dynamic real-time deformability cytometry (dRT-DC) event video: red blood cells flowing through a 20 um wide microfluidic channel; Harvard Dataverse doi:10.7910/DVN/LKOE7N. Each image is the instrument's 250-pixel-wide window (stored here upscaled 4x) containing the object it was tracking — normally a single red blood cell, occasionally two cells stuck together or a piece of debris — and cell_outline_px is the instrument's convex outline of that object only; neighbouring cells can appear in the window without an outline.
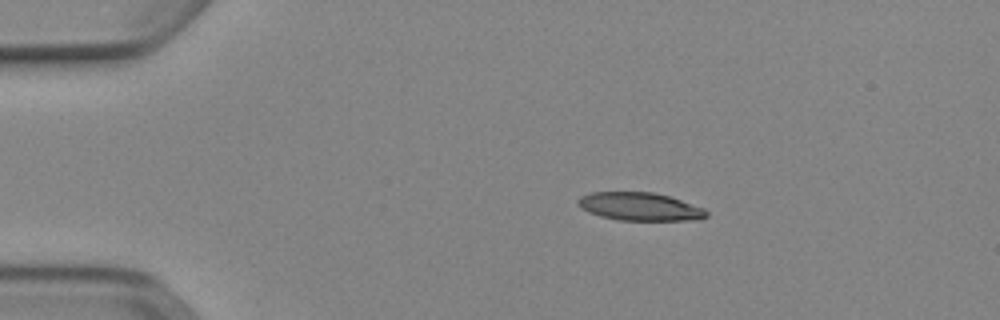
{"species": "Egyptian fruit bat (a non-hibernating species)", "species_latin": "Rousettus aegyptiacus", "temperature_condition": "cold", "stored_images_in_passage": 43, "camera_frame_rate_fps": 3000, "um_per_image_px": 0.085, "animal": {"sex": "female"}, "frame": {"image": 1, "passage_image": 1, "time_ms": 0.0, "image_size_px": [1000, 320], "cell_outline_px": [[708, 216], [700, 220], [620, 220], [600, 216], [588, 212], [580, 208], [576, 204], [576, 200], [580, 196], [592, 192], [652, 192], [668, 196], [704, 208], [708, 212]], "centroid_in_image_um": [54.36, 17.56], "position_along_channel_um": 30.6, "area_um2": 21.1}}
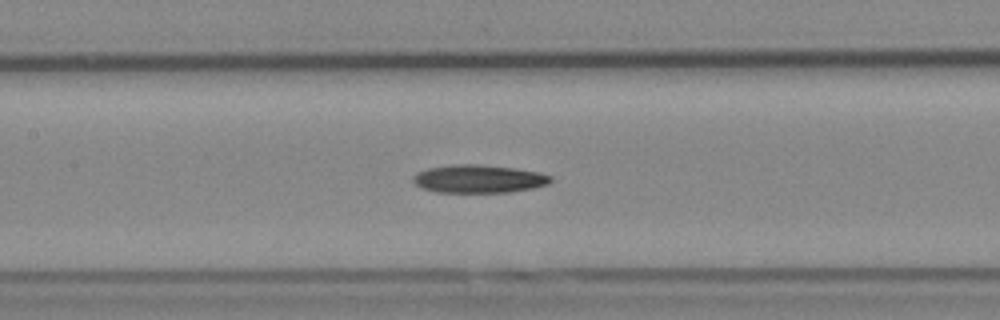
{"frame": {"image": 2, "passage_image": 16, "time_ms": 5.0, "image_size_px": [1000, 320], "cell_outline_px": [[552, 180], [548, 184], [532, 188], [508, 192], [436, 192], [424, 188], [416, 184], [412, 180], [412, 176], [416, 172], [428, 168], [456, 164], [476, 164], [516, 168], [536, 172], [552, 176]], "centroid_in_image_um": [40.67, 15.2], "position_along_channel_um": 166.7, "area_um2": 22.37}}
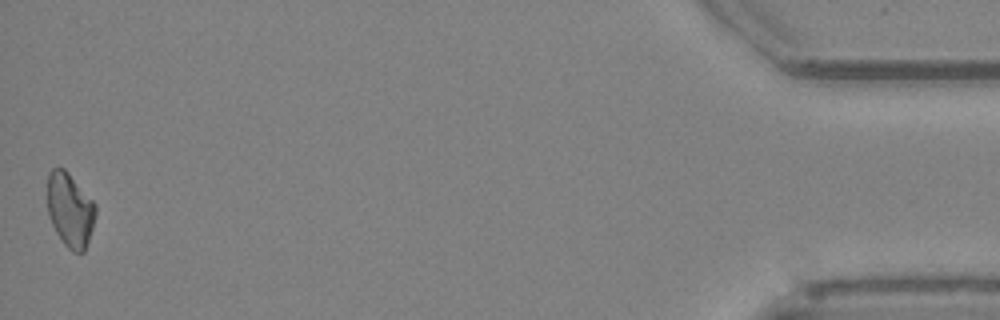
{"frame": {"image": 3, "passage_image": 43, "time_ms": 14.0, "image_size_px": [1000, 320], "cell_outline_px": [[96, 212], [92, 228], [84, 252], [72, 252], [64, 244], [56, 232], [48, 216], [48, 172], [52, 168], [64, 168], [68, 172], [96, 204]], "centroid_in_image_um": [5.95, 17.84], "position_along_channel_um": 429.3, "area_um2": 20.69}}